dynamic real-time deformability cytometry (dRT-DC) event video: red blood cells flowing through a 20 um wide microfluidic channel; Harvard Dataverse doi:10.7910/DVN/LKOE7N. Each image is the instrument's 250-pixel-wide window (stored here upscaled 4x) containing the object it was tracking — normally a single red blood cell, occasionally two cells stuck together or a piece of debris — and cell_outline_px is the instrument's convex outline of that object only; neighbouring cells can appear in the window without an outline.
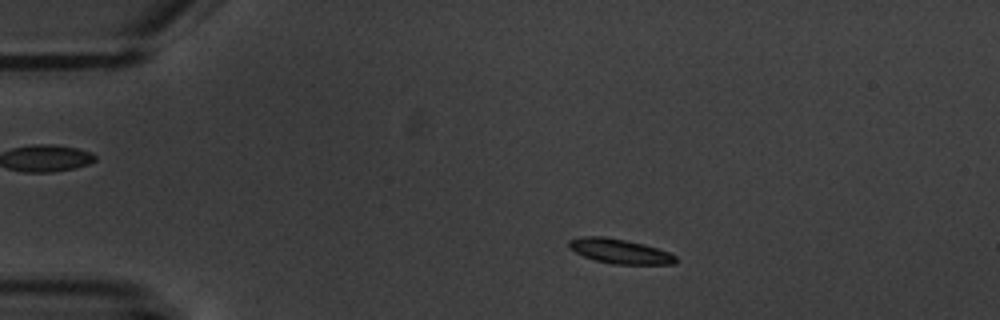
{"species": "common noctule bat (a hibernating species)", "species_latin": "Nyctalus noctula", "temperature_condition": "warm", "stored_images_in_passage": 13, "camera_frame_rate_fps": 3000, "um_per_image_px": 0.085, "animal": {"sex": "male", "body_mass_g": 20.1, "forearm_length_mm": 53.5}, "frame": {"image": 1, "passage_image": 1, "time_ms": 0.0, "image_size_px": [1000, 320], "cell_outline_px": [[676, 264], [612, 264], [596, 260], [584, 256], [568, 248], [568, 240], [584, 236], [600, 236], [624, 240], [644, 244], [668, 252], [676, 256]], "centroid_in_image_um": [52.66, 21.36], "position_along_channel_um": 32.3, "area_um2": 15.14}}
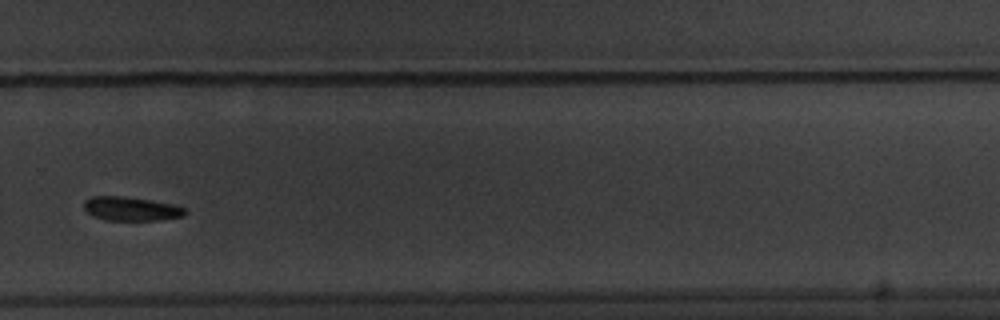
{"frame": {"image": 2, "passage_image": 9, "time_ms": 9.667, "image_size_px": [1000, 320], "cell_outline_px": [[188, 212], [184, 216], [160, 220], [108, 220], [92, 216], [84, 208], [84, 200], [92, 196], [120, 196], [176, 204], [188, 208]], "centroid_in_image_um": [11.2, 17.75], "position_along_channel_um": 318.6, "area_um2": 14.22}}
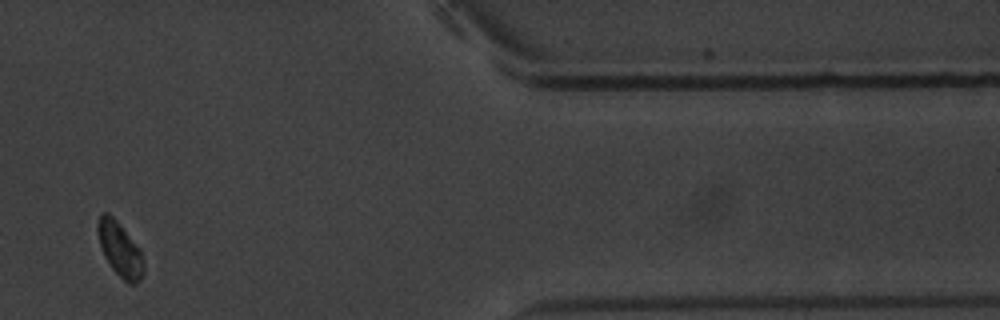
{"frame": {"image": 3, "passage_image": 11, "time_ms": 13.0, "image_size_px": [1000, 320], "cell_outline_px": [[144, 272], [140, 280], [136, 284], [128, 284], [112, 268], [104, 256], [100, 244], [96, 228], [96, 224], [100, 216], [104, 212], [108, 212], [116, 220], [140, 248], [144, 268]], "centroid_in_image_um": [10.19, 21.2], "position_along_channel_um": 401.2, "area_um2": 14.45}, "authors_computed_cell_mechanics": {"area_um2": 14.6812, "velocity_mm_per_s": 3.5193, "shape_relaxation_time_tau1_ms": 3.3761, "shape_relaxation_time_tau2_ms": null, "deformation_change_tau1": 0.0847, "deformation_change_tau2": null}}